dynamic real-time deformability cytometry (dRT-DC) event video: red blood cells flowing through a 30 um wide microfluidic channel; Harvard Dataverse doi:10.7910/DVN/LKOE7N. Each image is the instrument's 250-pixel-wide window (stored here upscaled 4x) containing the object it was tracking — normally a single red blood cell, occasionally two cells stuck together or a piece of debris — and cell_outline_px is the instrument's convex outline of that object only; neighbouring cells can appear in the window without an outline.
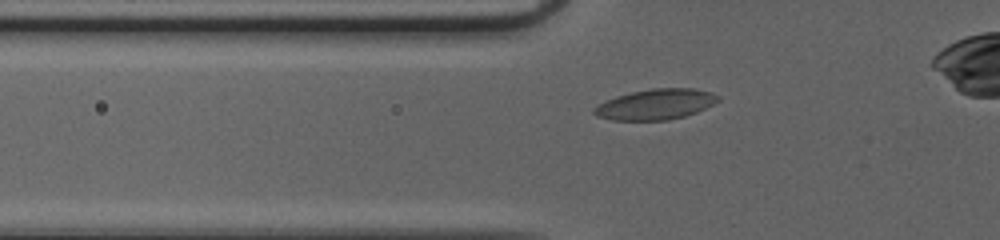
{"species": "common noctule bat (a hibernating species)", "species_latin": "Nyctalus noctula", "temperature_condition": "cold", "stored_images_in_passage": 36, "camera_frame_rate_fps": 3000, "um_per_image_px": 0.085, "animal": {"sex": "female", "body_mass_g": 20.0, "forearm_length_mm": 54.0}, "frame": {"image": 1, "passage_image": 7, "time_ms": 2.0, "image_size_px": [1000, 240], "cell_outline_px": [[720, 100], [696, 112], [684, 116], [668, 120], [612, 120], [596, 116], [592, 112], [592, 108], [616, 96], [632, 92], [652, 88], [692, 88], [712, 92], [720, 96]], "centroid_in_image_um": [55.73, 8.86], "position_along_channel_um": 70.1, "area_um2": 21.96}}
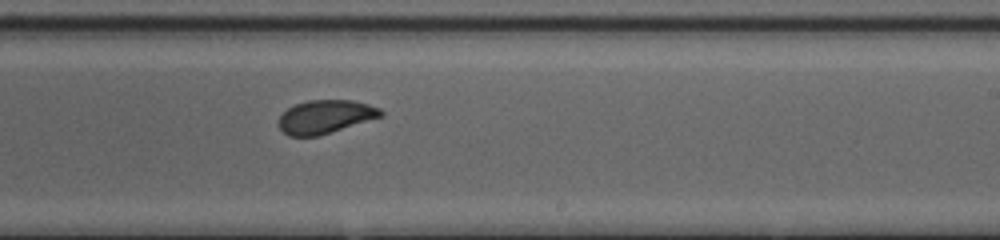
{"frame": {"image": 2, "passage_image": 21, "time_ms": 6.667, "image_size_px": [1000, 240], "cell_outline_px": [[384, 116], [320, 136], [288, 136], [280, 128], [280, 116], [288, 108], [296, 104], [308, 100], [352, 100], [368, 104], [380, 108], [384, 112]], "centroid_in_image_um": [27.7, 9.93], "position_along_channel_um": 261.3, "area_um2": 19.94}}
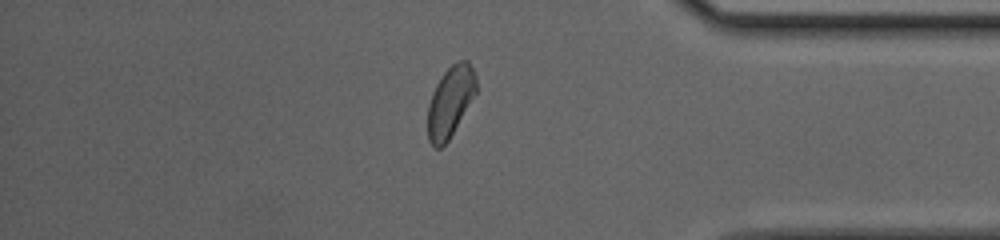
{"frame": {"image": 3, "passage_image": 32, "time_ms": 10.333, "image_size_px": [1000, 240], "cell_outline_px": [[476, 92], [448, 140], [440, 148], [436, 148], [428, 140], [428, 104], [432, 92], [436, 84], [444, 72], [456, 60], [468, 60], [476, 76]], "centroid_in_image_um": [38.26, 8.6], "position_along_channel_um": 396.9, "area_um2": 19.65}}